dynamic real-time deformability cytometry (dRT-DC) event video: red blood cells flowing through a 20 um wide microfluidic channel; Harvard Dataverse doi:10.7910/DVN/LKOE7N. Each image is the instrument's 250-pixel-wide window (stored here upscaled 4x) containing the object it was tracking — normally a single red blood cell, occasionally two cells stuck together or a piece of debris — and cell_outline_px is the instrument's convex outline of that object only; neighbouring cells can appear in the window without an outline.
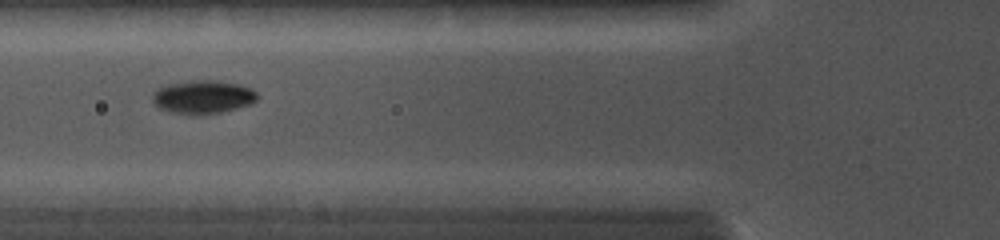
{"species": "common noctule bat (a hibernating species)", "species_latin": "Nyctalus noctula", "temperature_condition": "cold", "stored_images_in_passage": 27, "camera_frame_rate_fps": 5000, "um_per_image_px": 0.085, "animal": {"sex": "female", "body_mass_g": 19.0, "forearm_length_mm": 56.7}, "frame": {"image": 1, "passage_image": 11, "time_ms": 5.2, "image_size_px": [1000, 240], "cell_outline_px": [[256, 100], [248, 104], [236, 108], [220, 112], [196, 116], [188, 116], [168, 112], [160, 108], [152, 100], [152, 92], [168, 84], [192, 80], [212, 80], [240, 84], [252, 88], [256, 92]], "centroid_in_image_um": [17.21, 8.26], "position_along_channel_um": 108.6, "area_um2": 20.52}}
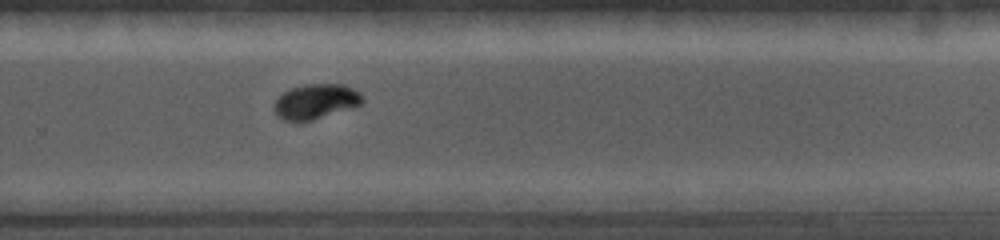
{"frame": {"image": 2, "passage_image": 20, "time_ms": 9.6, "image_size_px": [1000, 240], "cell_outline_px": [[364, 104], [352, 108], [312, 120], [296, 124], [284, 120], [276, 116], [272, 108], [276, 100], [284, 92], [292, 88], [304, 84], [344, 84], [360, 92], [364, 100]], "centroid_in_image_um": [26.83, 8.66], "position_along_channel_um": 303.0, "area_um2": 18.44}}
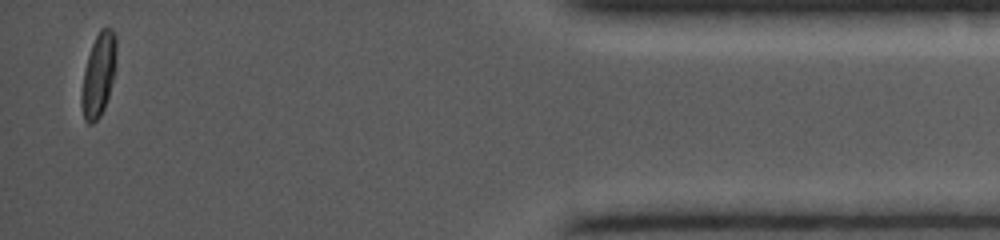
{"frame": {"image": 3, "passage_image": 27, "time_ms": 13.6, "image_size_px": [1000, 240], "cell_outline_px": [[116, 64], [108, 96], [104, 108], [100, 116], [92, 124], [88, 124], [84, 120], [80, 104], [80, 92], [84, 72], [88, 56], [92, 44], [100, 28], [112, 28], [116, 36]], "centroid_in_image_um": [8.36, 6.37], "position_along_channel_um": 426.8, "area_um2": 16.99}}